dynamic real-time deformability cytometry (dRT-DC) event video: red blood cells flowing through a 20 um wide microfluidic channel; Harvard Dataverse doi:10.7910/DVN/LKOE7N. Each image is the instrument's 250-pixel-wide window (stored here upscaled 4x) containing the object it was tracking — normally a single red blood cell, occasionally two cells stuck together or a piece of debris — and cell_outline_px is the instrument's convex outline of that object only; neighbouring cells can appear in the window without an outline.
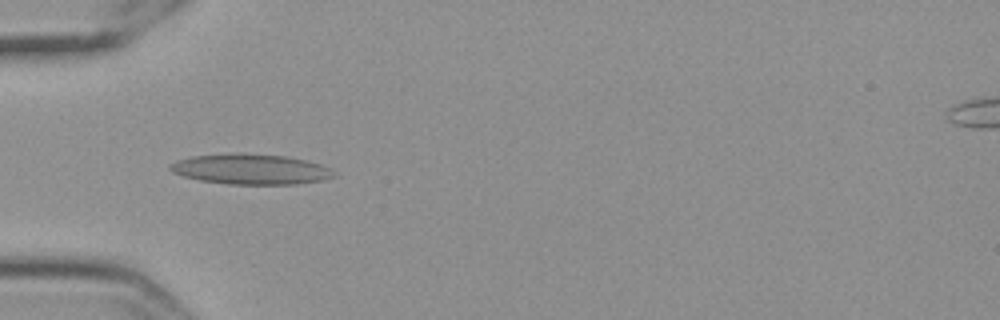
{"species": "Egyptian fruit bat (a non-hibernating species)", "species_latin": "Rousettus aegyptiacus", "temperature_condition": "cold", "stored_images_in_passage": 37, "camera_frame_rate_fps": 3000, "um_per_image_px": 0.085, "frame": {"image": 1, "passage_image": 1, "time_ms": 0.0, "image_size_px": [1000, 320], "cell_outline_px": [[336, 176], [324, 180], [296, 184], [228, 184], [200, 180], [184, 176], [172, 172], [168, 168], [168, 164], [176, 160], [192, 156], [228, 152], [240, 152], [284, 156], [304, 160], [320, 164], [332, 168], [336, 172]], "centroid_in_image_um": [21.3, 14.37], "position_along_channel_um": 63.7, "area_um2": 29.36}}
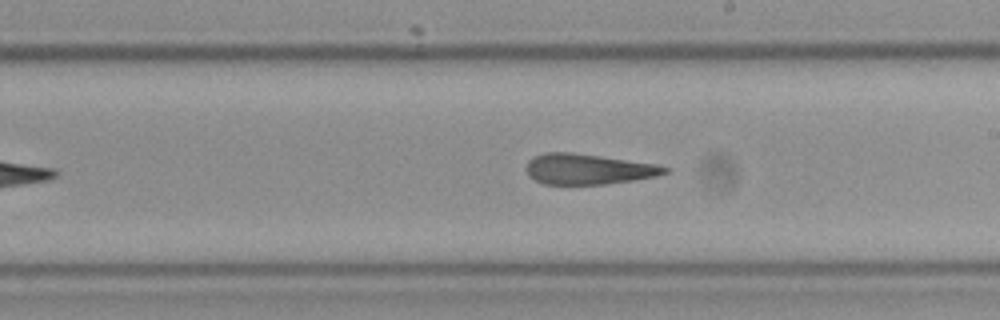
{"frame": {"image": 2, "passage_image": 16, "time_ms": 5.0, "image_size_px": [1000, 320], "cell_outline_px": [[668, 172], [656, 176], [632, 180], [604, 184], [544, 184], [536, 180], [528, 172], [528, 160], [532, 156], [544, 152], [572, 152], [656, 164], [668, 168]], "centroid_in_image_um": [49.98, 14.36], "position_along_channel_um": 239.0, "area_um2": 24.28}}
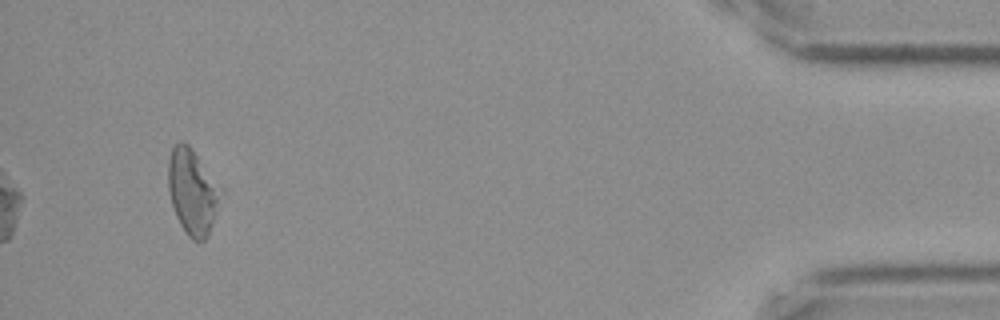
{"frame": {"image": 3, "passage_image": 37, "time_ms": 12.0, "image_size_px": [1000, 320], "cell_outline_px": [[224, 192], [208, 236], [204, 240], [192, 240], [188, 236], [180, 224], [176, 216], [168, 192], [168, 160], [172, 148], [180, 140], [188, 144], [192, 148], [224, 188]], "centroid_in_image_um": [16.4, 16.27], "position_along_channel_um": 418.8, "area_um2": 26.7}, "authors_computed_cell_mechanics": {"area_um2": 25.2586, "velocity_mm_per_s": 3.5434, "shape_relaxation_time_tau1_ms": null, "shape_relaxation_time_tau2_ms": 3.3046, "deformation_change_tau1": null, "deformation_change_tau2": 0.1394}}